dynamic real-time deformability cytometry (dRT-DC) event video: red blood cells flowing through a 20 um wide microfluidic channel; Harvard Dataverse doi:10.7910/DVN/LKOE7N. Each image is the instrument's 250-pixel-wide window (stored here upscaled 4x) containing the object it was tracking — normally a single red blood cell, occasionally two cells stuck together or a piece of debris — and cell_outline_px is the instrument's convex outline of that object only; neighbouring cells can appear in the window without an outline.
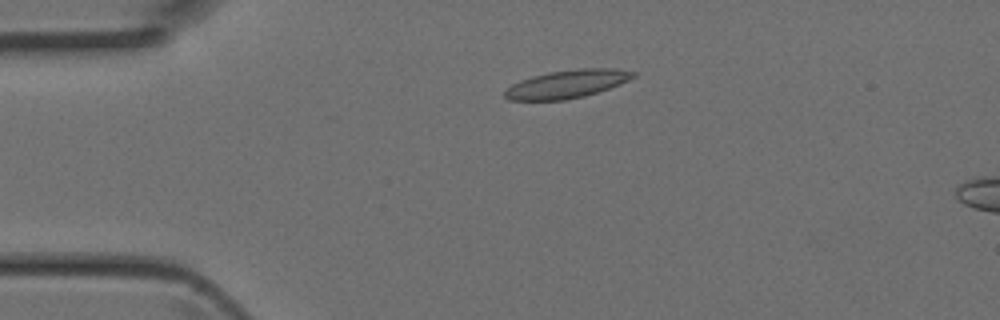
{"species": "Egyptian fruit bat (a non-hibernating species)", "species_latin": "Rousettus aegyptiacus", "temperature_condition": "room temperature", "stored_images_in_passage": 5, "camera_frame_rate_fps": 3000, "um_per_image_px": 0.085, "animal": {"sex": "female"}, "frame": {"image": 1, "passage_image": 1, "time_ms": 0.0, "image_size_px": [1000, 320], "cell_outline_px": [[636, 76], [620, 84], [584, 96], [564, 100], [508, 100], [504, 96], [504, 92], [512, 84], [520, 80], [532, 76], [548, 72], [580, 68], [612, 68], [636, 72]], "centroid_in_image_um": [48.18, 7.13], "position_along_channel_um": 36.8, "area_um2": 20.92}}